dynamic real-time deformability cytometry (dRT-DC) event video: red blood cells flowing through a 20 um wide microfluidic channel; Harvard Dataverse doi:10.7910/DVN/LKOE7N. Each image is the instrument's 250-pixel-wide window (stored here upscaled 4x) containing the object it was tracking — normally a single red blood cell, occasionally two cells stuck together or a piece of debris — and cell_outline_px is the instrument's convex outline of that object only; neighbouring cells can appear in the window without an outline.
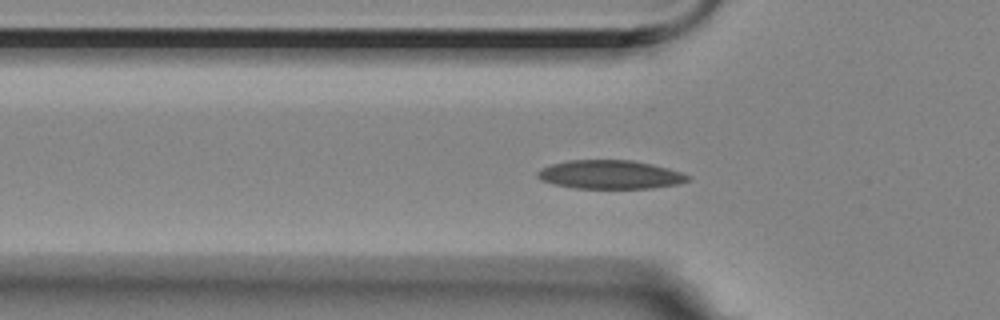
{"species": "Egyptian fruit bat (a non-hibernating species)", "species_latin": "Rousettus aegyptiacus", "temperature_condition": "room temperature", "stored_images_in_passage": 47, "camera_frame_rate_fps": 3000, "um_per_image_px": 0.085, "animal": {"sex": "female"}, "frame": {"image": 1, "passage_image": 7, "time_ms": 2.0, "image_size_px": [1000, 320], "cell_outline_px": [[692, 180], [676, 184], [652, 188], [576, 188], [552, 184], [540, 180], [536, 176], [536, 172], [540, 168], [552, 164], [568, 160], [632, 160], [652, 164], [668, 168], [692, 176]], "centroid_in_image_um": [51.85, 14.84], "position_along_channel_um": 74.0, "area_um2": 25.26}}
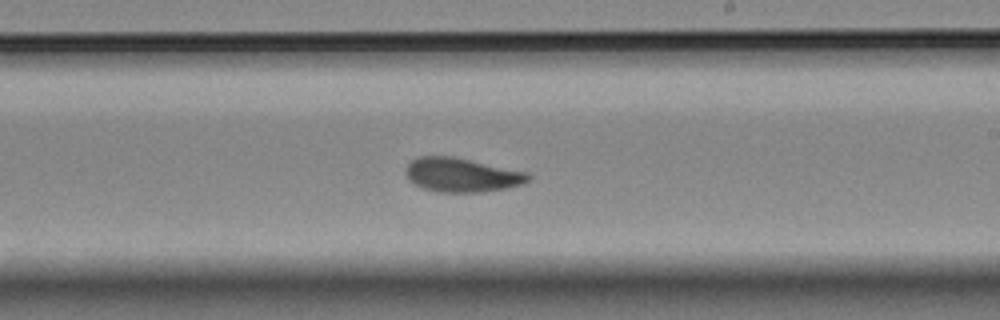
{"frame": {"image": 2, "passage_image": 22, "time_ms": 7.0, "image_size_px": [1000, 320], "cell_outline_px": [[532, 176], [524, 184], [504, 188], [480, 192], [436, 192], [424, 188], [408, 180], [404, 172], [408, 164], [416, 156], [456, 156], [528, 172]], "centroid_in_image_um": [39.24, 14.85], "position_along_channel_um": 249.8, "area_um2": 24.57}}
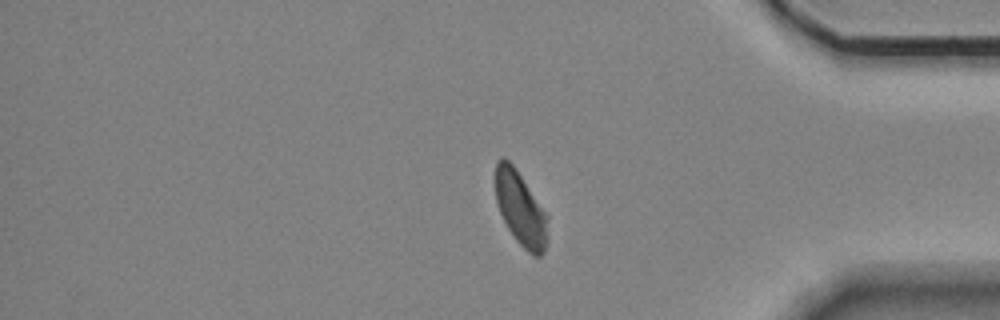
{"frame": {"image": 3, "passage_image": 36, "time_ms": 11.667, "image_size_px": [1000, 320], "cell_outline_px": [[548, 244], [544, 252], [540, 256], [532, 256], [516, 240], [508, 228], [500, 212], [496, 200], [496, 160], [500, 156], [504, 156], [512, 164], [548, 216]], "centroid_in_image_um": [44.27, 17.78], "position_along_channel_um": 390.9, "area_um2": 22.43}, "authors_computed_cell_mechanics": {"area_um2": 23.987, "velocity_mm_per_s": 3.4997, "shape_relaxation_time_tau1_ms": null, "shape_relaxation_time_tau2_ms": 1.2903, "deformation_change_tau1": null, "deformation_change_tau2": 0.0573}}